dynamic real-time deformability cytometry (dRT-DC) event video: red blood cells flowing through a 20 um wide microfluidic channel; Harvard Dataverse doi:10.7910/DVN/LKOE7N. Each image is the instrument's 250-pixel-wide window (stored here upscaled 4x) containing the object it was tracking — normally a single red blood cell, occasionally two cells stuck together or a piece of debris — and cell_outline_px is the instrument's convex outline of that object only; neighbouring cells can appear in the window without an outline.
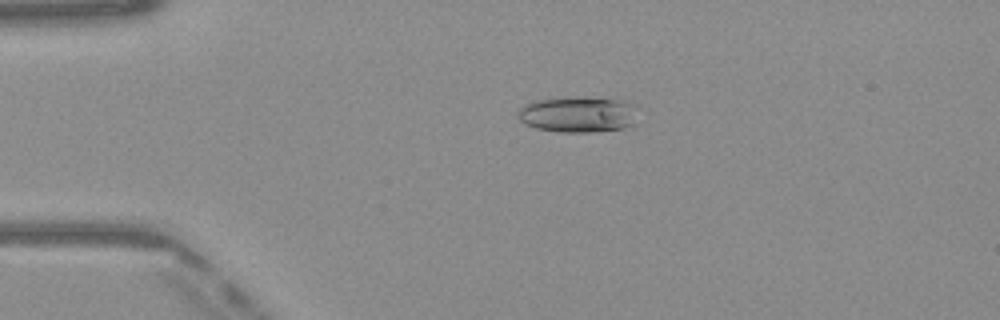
{"species": "Egyptian fruit bat (a non-hibernating species)", "species_latin": "Rousettus aegyptiacus", "temperature_condition": "warm", "stored_images_in_passage": 50, "camera_frame_rate_fps": 3000, "um_per_image_px": 0.085, "frame": {"image": 1, "passage_image": 11, "time_ms": 3.333, "image_size_px": [1000, 320], "cell_outline_px": [[636, 104], [632, 124], [620, 128], [588, 132], [560, 132], [536, 128], [524, 124], [516, 116], [520, 108], [536, 100], [572, 96], [576, 96], [624, 100]], "centroid_in_image_um": [49.09, 9.7], "position_along_channel_um": 35.9, "area_um2": 25.03}}
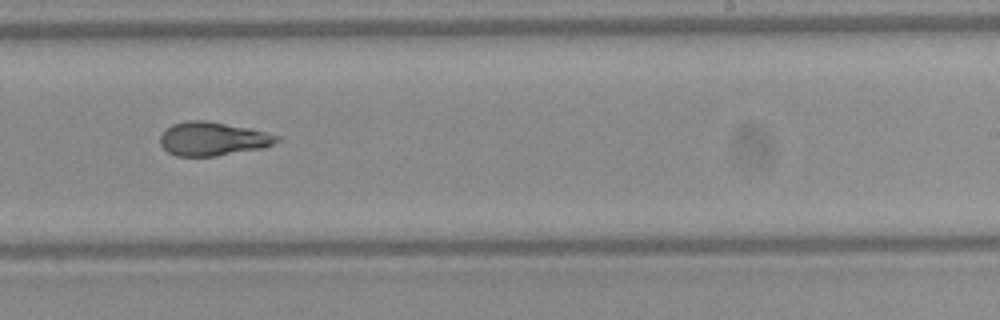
{"frame": {"image": 2, "passage_image": 31, "time_ms": 10.0, "image_size_px": [1000, 320], "cell_outline_px": [[280, 140], [264, 148], [216, 156], [176, 156], [168, 152], [160, 144], [160, 136], [172, 124], [188, 120], [204, 120], [248, 128], [268, 132], [280, 136]], "centroid_in_image_um": [18.1, 11.81], "position_along_channel_um": 270.9, "area_um2": 22.83}}
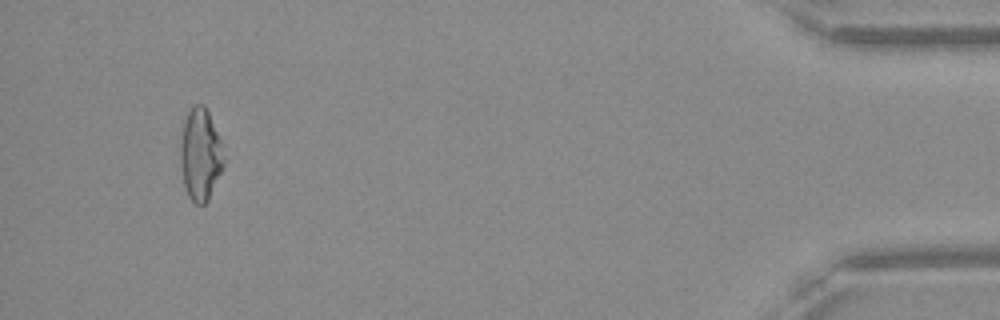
{"frame": {"image": 3, "passage_image": 47, "time_ms": 15.333, "image_size_px": [1000, 320], "cell_outline_px": [[224, 164], [208, 200], [204, 204], [196, 204], [188, 196], [184, 184], [180, 160], [180, 140], [184, 120], [192, 104], [204, 104], [224, 144]], "centroid_in_image_um": [17.04, 13.09], "position_along_channel_um": 418.2, "area_um2": 23.52}, "authors_computed_cell_mechanics": {"area_um2": 23.409, "velocity_mm_per_s": 4.0962, "shape_relaxation_time_tau1_ms": null, "shape_relaxation_time_tau2_ms": 2.0063, "deformation_change_tau1": null, "deformation_change_tau2": 0.0996}}